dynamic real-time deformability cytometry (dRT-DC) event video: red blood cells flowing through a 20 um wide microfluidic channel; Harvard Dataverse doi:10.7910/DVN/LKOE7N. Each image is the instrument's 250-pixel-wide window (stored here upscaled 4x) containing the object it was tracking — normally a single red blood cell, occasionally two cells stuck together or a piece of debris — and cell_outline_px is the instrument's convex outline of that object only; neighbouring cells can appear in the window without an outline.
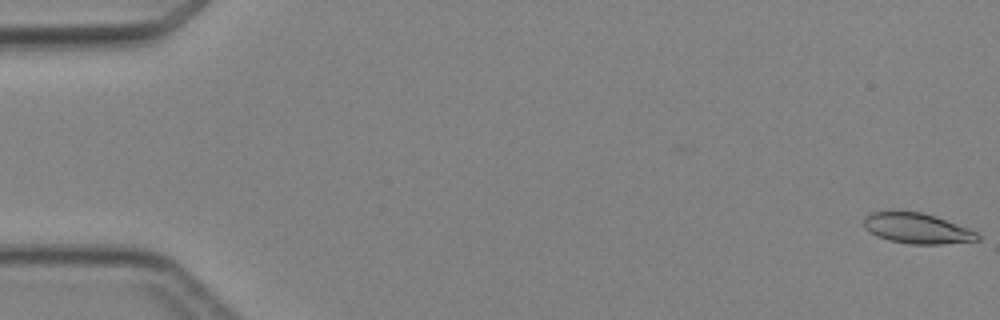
{"species": "Egyptian fruit bat (a non-hibernating species)", "species_latin": "Rousettus aegyptiacus", "temperature_condition": "cold", "stored_images_in_passage": 5, "camera_frame_rate_fps": 3000, "um_per_image_px": 0.085, "animal": {"sex": "female"}, "frame": {"image": 1, "passage_image": 1, "time_ms": 0.0, "image_size_px": [1000, 320], "cell_outline_px": [[980, 240], [944, 244], [908, 244], [888, 240], [876, 236], [868, 232], [864, 228], [864, 220], [872, 212], [920, 212], [936, 216], [968, 228], [976, 232], [980, 236]], "centroid_in_image_um": [77.96, 19.43], "position_along_channel_um": 7.0, "area_um2": 20.06}}
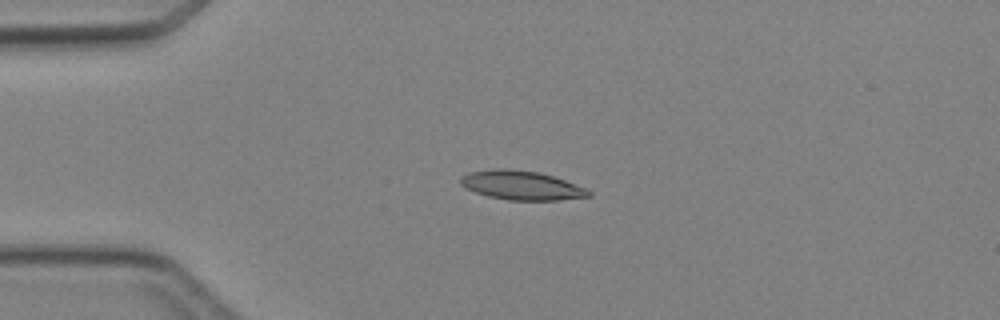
{"frame": {"image": 2, "passage_image": 4, "time_ms": 3.667, "image_size_px": [1000, 320], "cell_outline_px": [[592, 196], [560, 200], [508, 200], [488, 196], [464, 188], [460, 184], [460, 176], [468, 172], [500, 168], [504, 168], [540, 172], [564, 180], [584, 188], [592, 192]], "centroid_in_image_um": [44.29, 15.75], "position_along_channel_um": 40.7, "area_um2": 21.68}}